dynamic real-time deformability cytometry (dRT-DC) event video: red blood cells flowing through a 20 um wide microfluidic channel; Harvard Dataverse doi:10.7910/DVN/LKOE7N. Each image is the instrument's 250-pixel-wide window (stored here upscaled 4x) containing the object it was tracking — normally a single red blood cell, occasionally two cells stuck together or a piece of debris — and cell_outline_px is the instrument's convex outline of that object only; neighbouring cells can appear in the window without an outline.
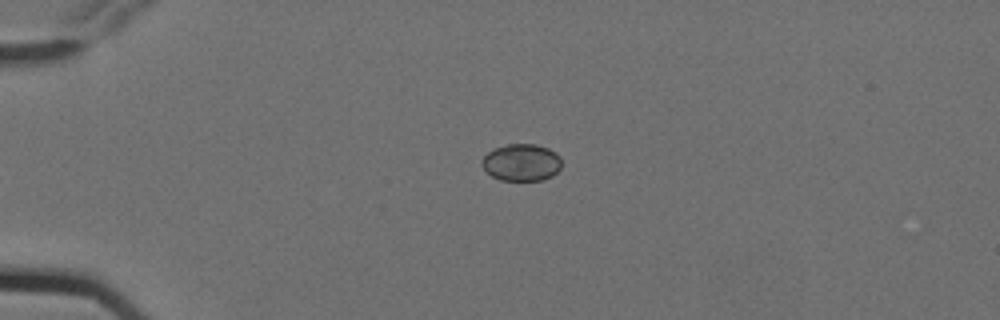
{"species": "Egyptian fruit bat (a non-hibernating species)", "species_latin": "Rousettus aegyptiacus", "temperature_condition": "cold", "stored_images_in_passage": 6, "camera_frame_rate_fps": 3000, "um_per_image_px": 0.085, "animal": {"sex": "female"}, "frame": {"image": 1, "passage_image": 6, "time_ms": 1.667, "image_size_px": [1000, 320], "cell_outline_px": [[560, 168], [552, 176], [544, 180], [500, 180], [492, 176], [480, 164], [480, 160], [488, 152], [496, 148], [508, 144], [536, 144], [548, 148], [556, 152], [560, 156]], "centroid_in_image_um": [44.32, 13.8], "position_along_channel_um": 40.7, "area_um2": 17.22}}